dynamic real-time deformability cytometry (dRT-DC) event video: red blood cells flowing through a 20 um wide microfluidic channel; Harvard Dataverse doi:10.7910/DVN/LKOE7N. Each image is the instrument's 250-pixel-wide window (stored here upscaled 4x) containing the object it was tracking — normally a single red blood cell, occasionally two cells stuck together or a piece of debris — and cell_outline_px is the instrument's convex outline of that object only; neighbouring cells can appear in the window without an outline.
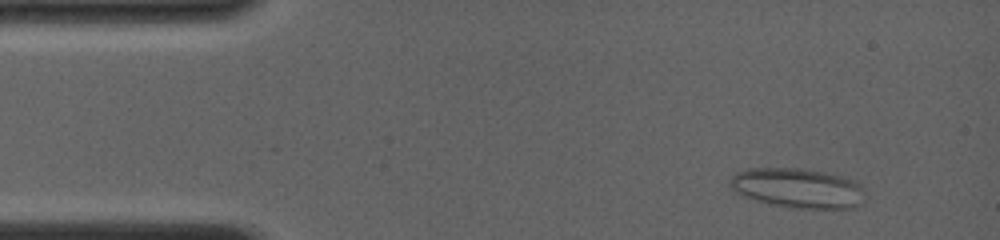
{"species": "common noctule bat (a hibernating species)", "species_latin": "Nyctalus noctula", "temperature_condition": "room temperature", "stored_images_in_passage": 63, "camera_frame_rate_fps": 4000, "um_per_image_px": 0.085, "animal": {"sex": "female", "body_mass_g": 19.0, "forearm_length_mm": 56.7}, "frame": {"image": 1, "passage_image": 6, "time_ms": 1.25, "image_size_px": [1000, 240], "cell_outline_px": [[864, 192], [860, 204], [856, 208], [796, 208], [772, 204], [756, 200], [736, 192], [728, 184], [728, 180], [736, 172], [748, 168], [800, 168], [824, 172], [840, 176], [852, 180], [860, 184], [864, 188]], "centroid_in_image_um": [67.79, 15.98], "position_along_channel_um": 17.2, "area_um2": 31.15}}
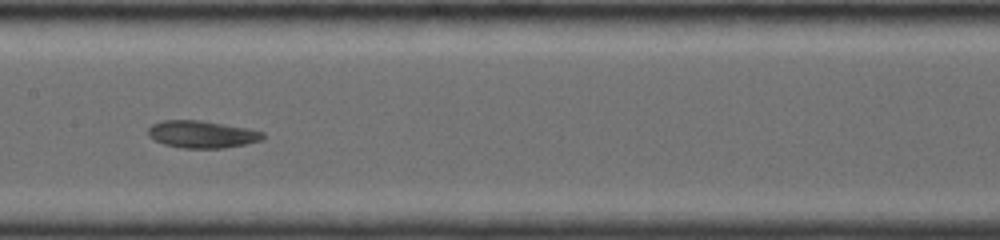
{"frame": {"image": 2, "passage_image": 36, "time_ms": 7.5, "image_size_px": [1000, 240], "cell_outline_px": [[264, 140], [224, 148], [184, 148], [164, 144], [148, 136], [148, 128], [152, 124], [164, 120], [200, 120], [248, 128], [264, 132]], "centroid_in_image_um": [17.18, 11.41], "position_along_channel_um": 190.2, "area_um2": 18.21}}
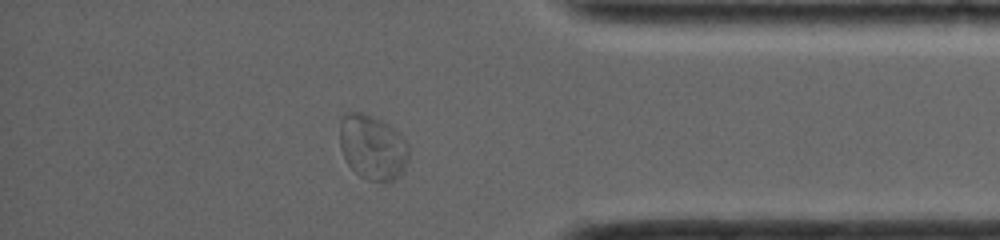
{"frame": {"image": 3, "passage_image": 54, "time_ms": 13.0, "image_size_px": [1000, 240], "cell_outline_px": [[408, 160], [400, 176], [392, 180], [368, 180], [360, 176], [348, 164], [340, 148], [340, 120], [344, 112], [360, 112], [372, 116], [380, 120], [400, 132], [408, 144]], "centroid_in_image_um": [31.66, 12.49], "position_along_channel_um": 403.5, "area_um2": 26.07}}